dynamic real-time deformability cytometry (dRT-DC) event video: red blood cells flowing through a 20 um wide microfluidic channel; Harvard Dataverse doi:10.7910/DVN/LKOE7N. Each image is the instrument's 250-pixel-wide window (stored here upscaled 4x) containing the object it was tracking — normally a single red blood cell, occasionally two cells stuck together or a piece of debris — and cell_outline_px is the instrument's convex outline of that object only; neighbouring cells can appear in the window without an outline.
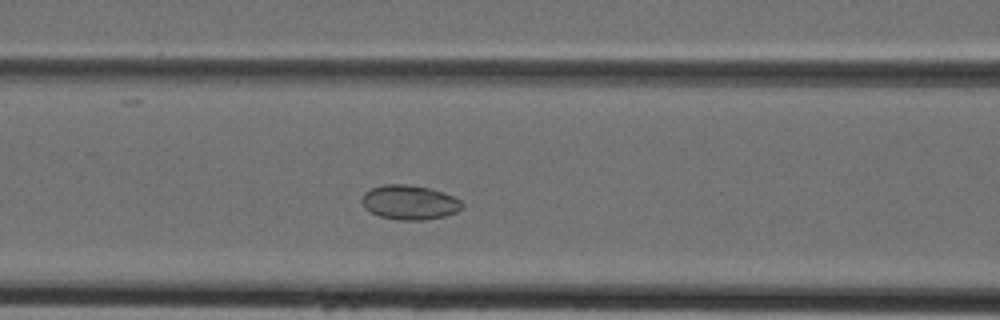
{"species": "Egyptian fruit bat (a non-hibernating species)", "species_latin": "Rousettus aegyptiacus", "temperature_condition": "cold", "stored_images_in_passage": 34, "camera_frame_rate_fps": 3000, "um_per_image_px": 0.085, "animal": {"sex": "female"}, "frame": {"image": 1, "passage_image": 8, "time_ms": 2.333, "image_size_px": [1000, 320], "cell_outline_px": [[464, 208], [456, 212], [444, 216], [424, 220], [400, 220], [380, 216], [364, 208], [360, 200], [364, 192], [372, 188], [384, 184], [408, 184], [428, 188], [444, 192], [460, 200], [464, 204]], "centroid_in_image_um": [34.81, 17.2], "position_along_channel_um": 131.8, "area_um2": 20.23}}
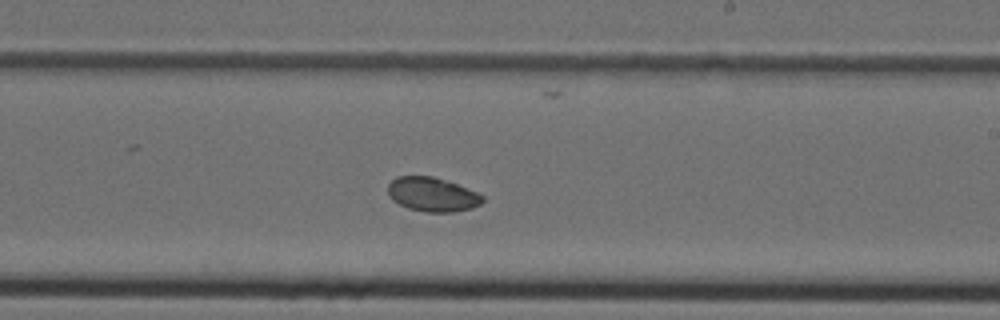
{"frame": {"image": 2, "passage_image": 16, "time_ms": 5.0, "image_size_px": [1000, 320], "cell_outline_px": [[484, 200], [480, 204], [472, 208], [456, 212], [424, 212], [408, 208], [392, 200], [388, 192], [388, 184], [396, 176], [432, 176], [456, 184], [476, 192], [484, 196]], "centroid_in_image_um": [36.74, 16.54], "position_along_channel_um": 252.3, "area_um2": 18.79}}
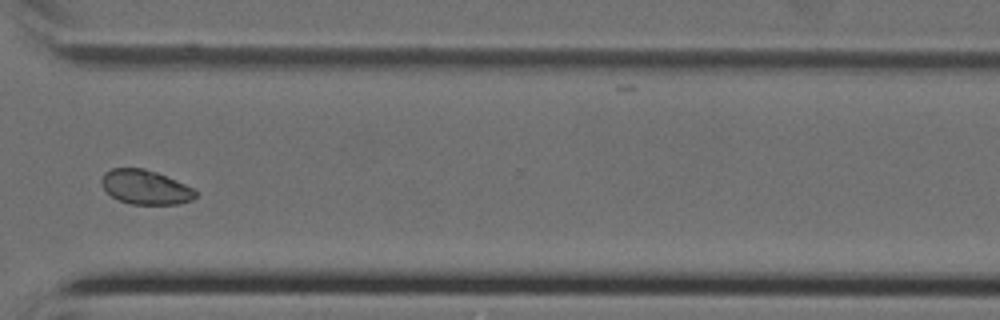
{"frame": {"image": 3, "passage_image": 23, "time_ms": 7.333, "image_size_px": [1000, 320], "cell_outline_px": [[200, 192], [192, 200], [176, 204], [132, 204], [120, 200], [112, 196], [100, 184], [104, 172], [112, 168], [144, 168], [156, 172], [184, 184]], "centroid_in_image_um": [12.36, 15.9], "position_along_channel_um": 358.2, "area_um2": 18.67}}